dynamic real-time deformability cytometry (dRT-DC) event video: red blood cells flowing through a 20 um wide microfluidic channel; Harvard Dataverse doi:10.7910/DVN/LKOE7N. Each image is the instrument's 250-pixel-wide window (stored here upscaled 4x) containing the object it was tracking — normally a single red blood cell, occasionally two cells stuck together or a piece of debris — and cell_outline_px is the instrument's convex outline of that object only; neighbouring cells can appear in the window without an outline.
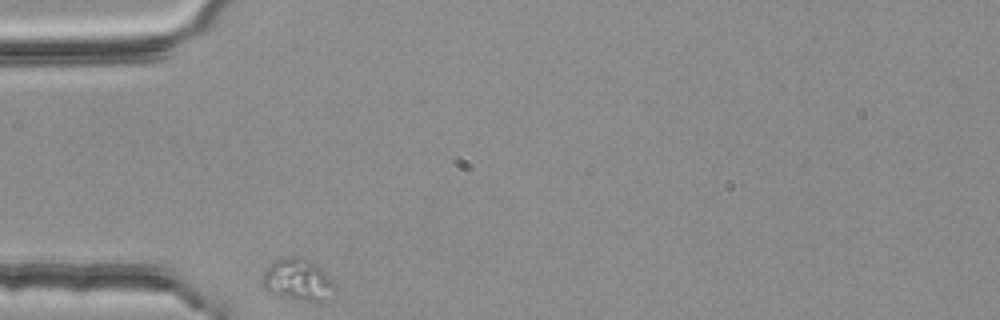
{"species": "common noctule bat (a hibernating species)", "species_latin": "Nyctalus noctula", "temperature_condition": "room temperature", "stored_images_in_passage": 2, "camera_frame_rate_fps": 3000, "um_per_image_px": 0.085, "animal": {"sex": "female", "body_mass_g": 25.1}, "frame": {"image": 1, "passage_image": 1, "time_ms": 0.0, "image_size_px": [1000, 320], "cell_outline_px": [[336, 288], [320, 300], [308, 300], [280, 296], [268, 292], [264, 288], [264, 272], [268, 264], [276, 260], [292, 256], [296, 256], [308, 260], [320, 268], [332, 280]], "centroid_in_image_um": [25.26, 23.75], "position_along_channel_um": 59.7, "area_um2": 16.82}}